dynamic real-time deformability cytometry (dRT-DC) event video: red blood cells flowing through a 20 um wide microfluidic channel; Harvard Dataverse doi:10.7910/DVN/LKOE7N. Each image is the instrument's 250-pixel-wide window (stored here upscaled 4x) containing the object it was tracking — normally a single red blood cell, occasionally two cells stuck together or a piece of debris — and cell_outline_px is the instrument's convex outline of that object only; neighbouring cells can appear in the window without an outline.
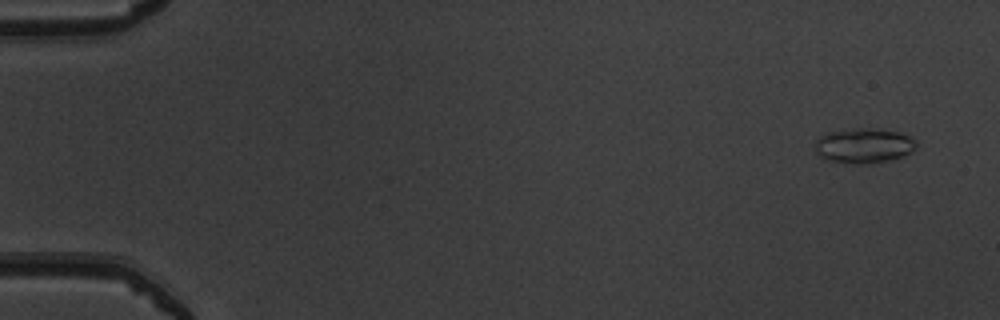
{"species": "common noctule bat (a hibernating species)", "species_latin": "Nyctalus noctula", "temperature_condition": "warm", "stored_images_in_passage": 52, "camera_frame_rate_fps": 3000, "um_per_image_px": 0.085, "animal": {"sex": "male", "body_mass_g": 19.5, "forearm_length_mm": 54.6}, "frame": {"image": 1, "passage_image": 3, "time_ms": 0.667, "image_size_px": [1000, 320], "cell_outline_px": [[916, 148], [912, 152], [888, 160], [872, 164], [852, 164], [824, 160], [816, 152], [816, 140], [820, 136], [828, 132], [856, 128], [880, 128], [900, 132], [916, 140]], "centroid_in_image_um": [73.42, 12.38], "position_along_channel_um": 11.6, "area_um2": 20.87}}
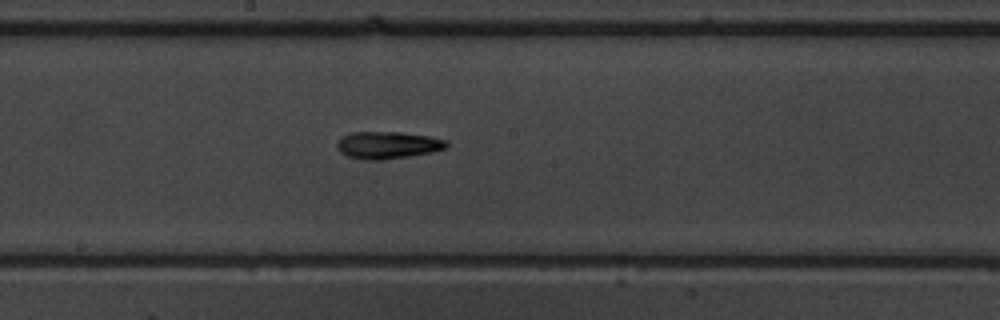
{"frame": {"image": 2, "passage_image": 29, "time_ms": 9.333, "image_size_px": [1000, 320], "cell_outline_px": [[448, 144], [444, 148], [432, 152], [384, 160], [364, 160], [348, 156], [340, 152], [336, 148], [336, 144], [340, 136], [352, 132], [400, 132], [428, 136], [448, 140]], "centroid_in_image_um": [32.91, 12.33], "position_along_channel_um": 215.3, "area_um2": 17.46}}
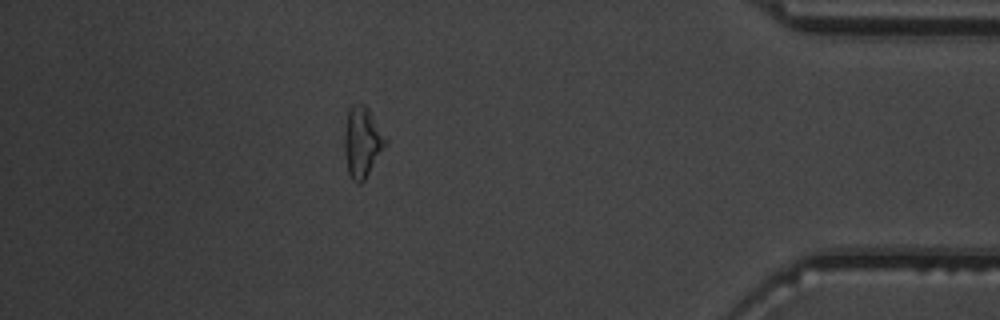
{"frame": {"image": 3, "passage_image": 46, "time_ms": 15.0, "image_size_px": [1000, 320], "cell_outline_px": [[388, 144], [364, 180], [360, 184], [356, 184], [352, 180], [348, 172], [344, 152], [344, 132], [348, 108], [352, 104], [364, 104], [368, 108], [388, 140]], "centroid_in_image_um": [30.79, 12.08], "position_along_channel_um": 404.4, "area_um2": 17.17}, "authors_computed_cell_mechanics": {"area_um2": 17.1088, "velocity_mm_per_s": 4.0204, "shape_relaxation_time_tau1_ms": 5.1259, "shape_relaxation_time_tau2_ms": 5.256, "deformation_change_tau1": 0.2032, "deformation_change_tau2": 0.1932}}